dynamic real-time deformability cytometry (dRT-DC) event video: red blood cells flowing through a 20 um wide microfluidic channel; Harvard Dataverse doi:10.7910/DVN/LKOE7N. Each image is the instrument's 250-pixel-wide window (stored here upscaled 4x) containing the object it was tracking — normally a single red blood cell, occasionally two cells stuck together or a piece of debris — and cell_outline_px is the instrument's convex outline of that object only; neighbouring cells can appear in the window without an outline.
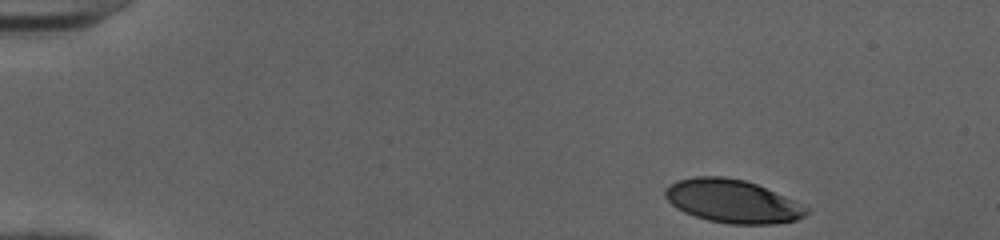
{"species": "human", "species_latin": "Homo sapiens", "temperature_condition": "cold", "stored_images_in_passage": 40, "camera_frame_rate_fps": 3000, "um_per_image_px": 0.085, "donor": {"sex": "female"}, "frame": {"image": 1, "passage_image": 1, "time_ms": 0.0, "image_size_px": [1000, 240], "cell_outline_px": [[808, 212], [804, 216], [796, 220], [776, 224], [728, 224], [708, 220], [684, 212], [676, 208], [664, 196], [664, 188], [676, 180], [696, 176], [724, 176], [744, 180], [756, 184], [784, 196], [808, 208]], "centroid_in_image_um": [62.22, 17.1], "position_along_channel_um": 22.8, "area_um2": 35.49}}
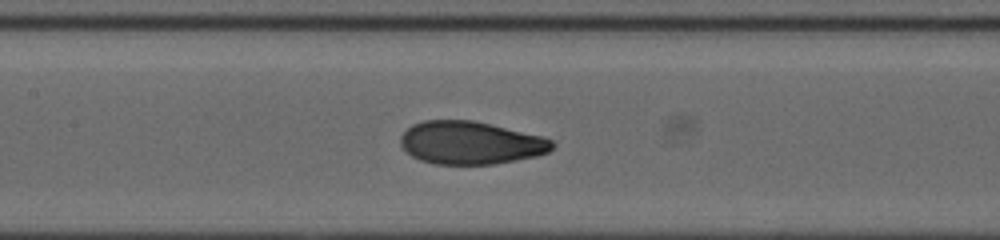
{"frame": {"image": 2, "passage_image": 20, "time_ms": 6.333, "image_size_px": [1000, 240], "cell_outline_px": [[556, 144], [548, 152], [536, 156], [492, 164], [436, 164], [420, 160], [412, 156], [400, 144], [400, 136], [412, 124], [424, 120], [472, 120], [544, 136], [552, 140]], "centroid_in_image_um": [40.0, 12.13], "position_along_channel_um": 167.4, "area_um2": 37.86}}
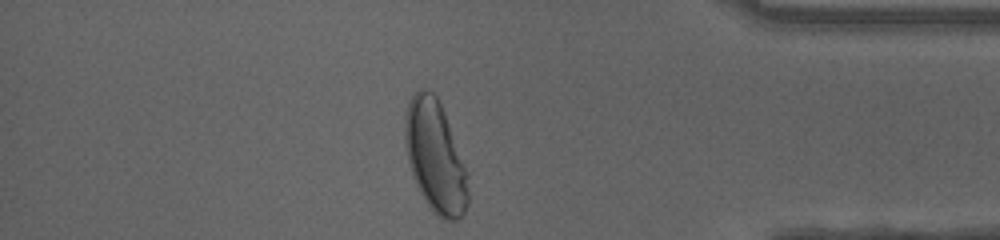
{"frame": {"image": 3, "passage_image": 39, "time_ms": 12.667, "image_size_px": [1000, 240], "cell_outline_px": [[468, 204], [464, 212], [456, 220], [448, 220], [440, 216], [428, 204], [420, 192], [412, 176], [404, 144], [404, 116], [408, 100], [420, 88], [424, 88], [432, 92], [436, 96], [444, 112], [468, 172]], "centroid_in_image_um": [36.98, 13.27], "position_along_channel_um": 398.2, "area_um2": 40.98}, "authors_computed_cell_mechanics": {"area_um2": 37.5989, "velocity_mm_per_s": 4.0071, "shape_relaxation_time_tau1_ms": 5.1394, "shape_relaxation_time_tau2_ms": null, "deformation_change_tau1": 0.2063, "deformation_change_tau2": null}}